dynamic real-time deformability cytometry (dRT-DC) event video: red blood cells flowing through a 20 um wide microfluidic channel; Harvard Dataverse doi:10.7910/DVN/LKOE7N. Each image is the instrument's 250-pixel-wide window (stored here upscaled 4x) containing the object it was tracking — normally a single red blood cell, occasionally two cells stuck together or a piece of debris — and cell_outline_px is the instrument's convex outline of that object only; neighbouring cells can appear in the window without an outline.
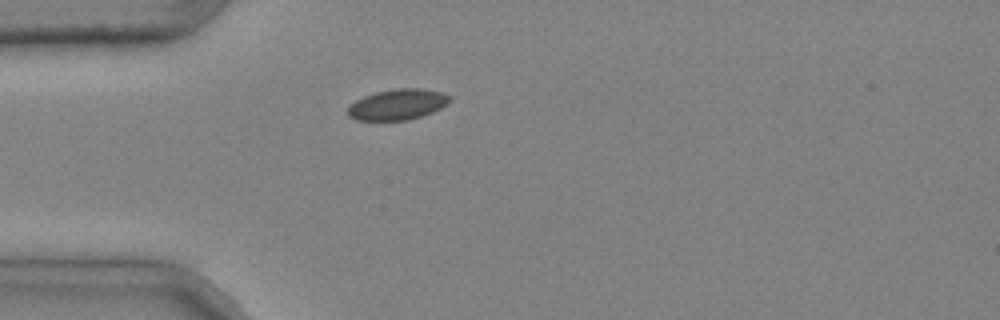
{"species": "common noctule bat (a hibernating species)", "species_latin": "Nyctalus noctula", "temperature_condition": "cold", "stored_images_in_passage": 1, "camera_frame_rate_fps": 3000, "um_per_image_px": 0.085, "animal": {"sex": "male", "body_mass_g": 20.4}, "frame": {"image": 1, "passage_image": 1, "time_ms": 0.0, "image_size_px": [1000, 320], "cell_outline_px": [[452, 100], [448, 104], [432, 112], [408, 120], [356, 120], [348, 116], [348, 108], [356, 100], [364, 96], [376, 92], [396, 88], [420, 88], [440, 92], [452, 96]], "centroid_in_image_um": [33.82, 8.87], "position_along_channel_um": 51.2, "area_um2": 18.21}}